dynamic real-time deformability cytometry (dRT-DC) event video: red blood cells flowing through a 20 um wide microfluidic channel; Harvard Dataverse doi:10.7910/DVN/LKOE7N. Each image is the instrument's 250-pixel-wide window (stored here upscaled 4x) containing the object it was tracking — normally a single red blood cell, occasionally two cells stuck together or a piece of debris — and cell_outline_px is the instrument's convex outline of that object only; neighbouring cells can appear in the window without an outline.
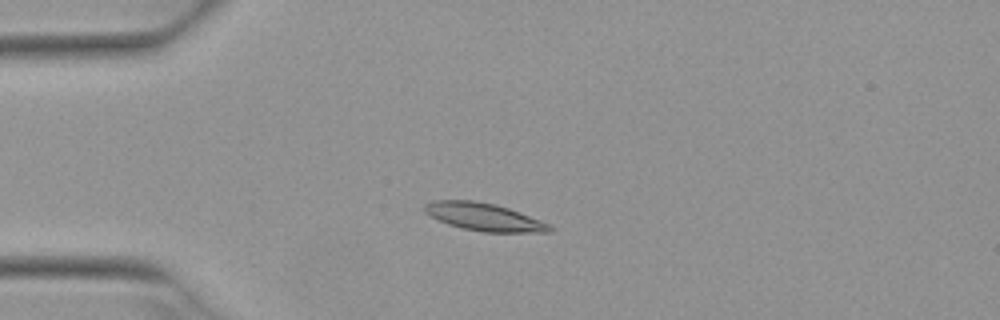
{"species": "Egyptian fruit bat (a non-hibernating species)", "species_latin": "Rousettus aegyptiacus", "temperature_condition": "warm", "stored_images_in_passage": 1, "camera_frame_rate_fps": 3000, "um_per_image_px": 0.085, "animal": {"sex": "female"}, "frame": {"image": 1, "passage_image": 1, "time_ms": 0.0, "image_size_px": [1000, 320], "cell_outline_px": [[552, 232], [484, 232], [464, 228], [448, 224], [424, 212], [424, 204], [432, 200], [472, 200], [496, 204], [520, 212], [540, 220], [548, 224], [552, 228]], "centroid_in_image_um": [41.13, 18.43], "position_along_channel_um": 43.9, "area_um2": 20.0}}